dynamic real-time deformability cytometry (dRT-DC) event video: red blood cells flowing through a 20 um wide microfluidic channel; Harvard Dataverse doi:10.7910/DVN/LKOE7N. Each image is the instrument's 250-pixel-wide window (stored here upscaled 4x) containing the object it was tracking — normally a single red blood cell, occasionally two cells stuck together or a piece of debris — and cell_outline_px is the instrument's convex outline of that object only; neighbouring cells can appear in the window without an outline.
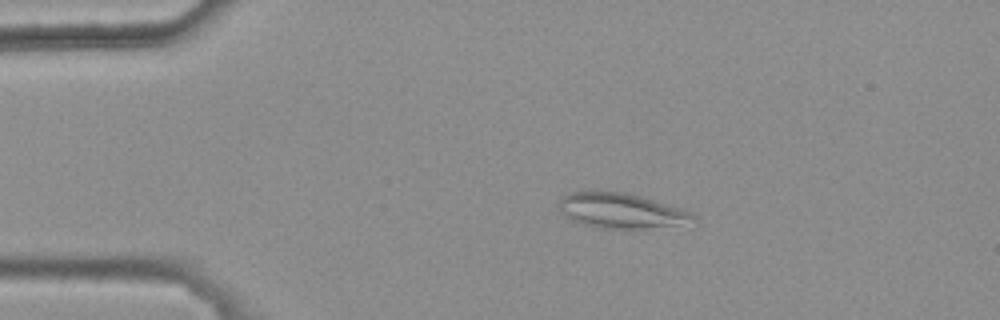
{"species": "common noctule bat (a hibernating species)", "species_latin": "Nyctalus noctula", "temperature_condition": "warm", "stored_images_in_passage": 5, "camera_frame_rate_fps": 3000, "um_per_image_px": 0.085, "animal": {"sex": "female", "body_mass_g": 25.1}, "frame": {"image": 1, "passage_image": 3, "time_ms": 0.667, "image_size_px": [1000, 320], "cell_outline_px": [[696, 220], [676, 224], [644, 228], [596, 228], [572, 220], [564, 216], [560, 208], [560, 200], [568, 192], [624, 192], [640, 196], [680, 208], [696, 216]], "centroid_in_image_um": [52.74, 17.91], "position_along_channel_um": 32.3, "area_um2": 26.65}}